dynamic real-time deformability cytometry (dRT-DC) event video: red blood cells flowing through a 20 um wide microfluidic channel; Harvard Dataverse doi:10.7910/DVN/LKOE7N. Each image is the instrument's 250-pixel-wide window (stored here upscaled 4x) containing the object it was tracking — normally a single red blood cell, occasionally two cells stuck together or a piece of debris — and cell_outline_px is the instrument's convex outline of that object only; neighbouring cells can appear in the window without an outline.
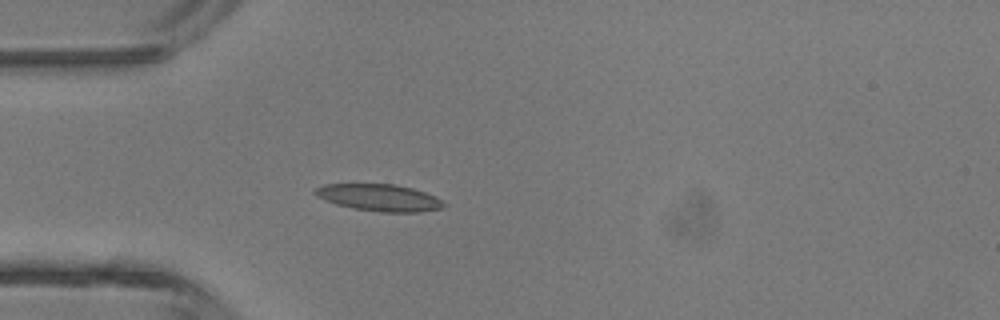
{"species": "common noctule bat (a hibernating species)", "species_latin": "Nyctalus noctula", "temperature_condition": "room temperature", "stored_images_in_passage": 2, "camera_frame_rate_fps": 3000, "um_per_image_px": 0.085, "animal": {"sex": "male", "body_mass_g": 13.3}, "frame": {"image": 1, "passage_image": 2, "time_ms": 1.333, "image_size_px": [1000, 320], "cell_outline_px": [[448, 204], [444, 208], [420, 212], [380, 212], [352, 208], [336, 204], [324, 200], [316, 196], [312, 192], [316, 188], [324, 184], [396, 184], [412, 188], [436, 196]], "centroid_in_image_um": [32.26, 16.8], "position_along_channel_um": 52.7, "area_um2": 20.4}}